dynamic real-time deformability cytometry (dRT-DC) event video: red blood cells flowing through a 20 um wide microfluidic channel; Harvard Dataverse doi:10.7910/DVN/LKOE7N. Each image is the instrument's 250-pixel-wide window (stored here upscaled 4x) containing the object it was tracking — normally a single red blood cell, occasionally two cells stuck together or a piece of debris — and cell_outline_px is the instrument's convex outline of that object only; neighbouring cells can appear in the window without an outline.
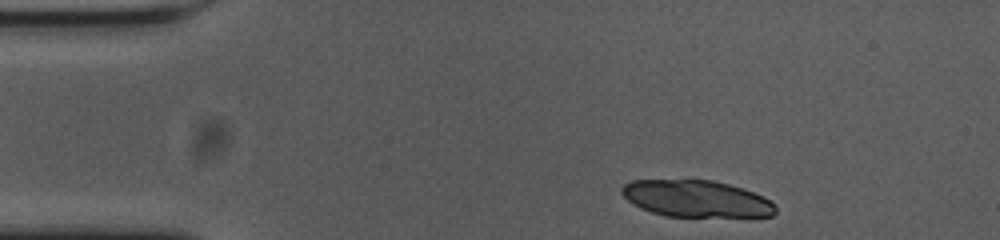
{"species": "common noctule bat (a hibernating species)", "species_latin": "Nyctalus noctula", "temperature_condition": "cold", "stored_images_in_passage": 48, "camera_frame_rate_fps": 3000, "um_per_image_px": 0.085, "animal": {"sex": "female", "body_mass_g": 23.0, "forearm_length_mm": 53.4}, "frame": {"image": 1, "passage_image": 2, "time_ms": 0.333, "image_size_px": [1000, 240], "cell_outline_px": [[776, 212], [772, 216], [668, 216], [652, 212], [640, 208], [628, 200], [620, 192], [620, 188], [624, 184], [632, 180], [712, 180], [728, 184], [764, 196], [776, 204]], "centroid_in_image_um": [59.18, 16.88], "position_along_channel_um": 25.8, "area_um2": 32.71}}
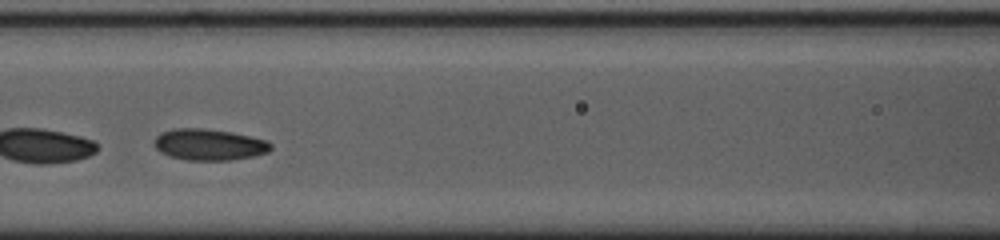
{"frame": {"image": 2, "passage_image": 18, "time_ms": 5.667, "image_size_px": [1000, 240], "cell_outline_px": [[272, 148], [268, 152], [252, 156], [232, 160], [188, 160], [172, 156], [160, 152], [156, 148], [156, 136], [160, 132], [172, 128], [204, 128], [228, 132], [268, 140], [272, 144]], "centroid_in_image_um": [17.79, 12.28], "position_along_channel_um": 148.8, "area_um2": 21.1}}
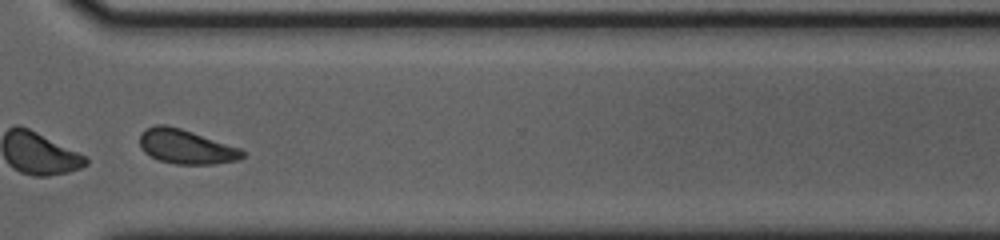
{"frame": {"image": 3, "passage_image": 35, "time_ms": 11.333, "image_size_px": [1000, 240], "cell_outline_px": [[244, 156], [240, 160], [212, 164], [176, 164], [160, 160], [144, 152], [140, 148], [140, 132], [156, 124], [164, 124], [180, 128], [240, 148], [244, 152]], "centroid_in_image_um": [15.8, 12.47], "position_along_channel_um": 354.8, "area_um2": 20.4}, "authors_computed_cell_mechanics": {"area_um2": 21.2126, "velocity_mm_per_s": 3.6327, "shape_relaxation_time_tau1_ms": 11.0977, "shape_relaxation_time_tau2_ms": 3.9217, "deformation_change_tau1": 0.1797, "deformation_change_tau2": 0.0939}}